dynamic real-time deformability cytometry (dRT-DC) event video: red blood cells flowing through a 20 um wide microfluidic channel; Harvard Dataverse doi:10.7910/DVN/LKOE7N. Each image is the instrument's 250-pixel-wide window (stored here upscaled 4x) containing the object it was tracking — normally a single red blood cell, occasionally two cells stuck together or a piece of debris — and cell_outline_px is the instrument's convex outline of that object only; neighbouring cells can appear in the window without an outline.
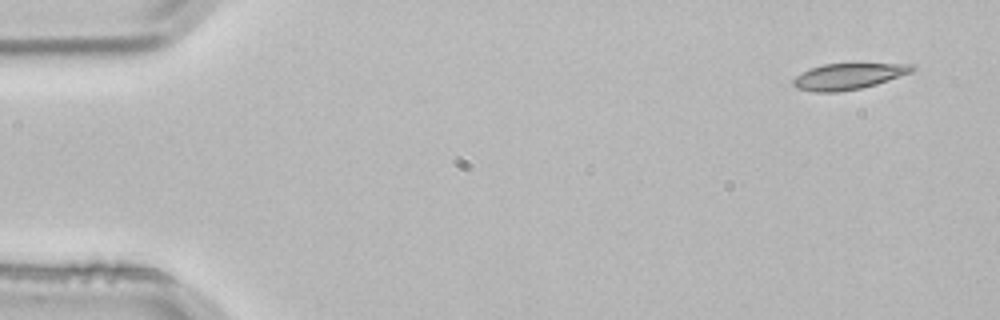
{"species": "common noctule bat (a hibernating species)", "species_latin": "Nyctalus noctula", "temperature_condition": "room temperature", "stored_images_in_passage": 4, "camera_frame_rate_fps": 3000, "um_per_image_px": 0.085, "animal": {"sex": "male", "body_mass_g": 21.5, "forearm_length_mm": 52.0}, "frame": {"image": 1, "passage_image": 1, "time_ms": 0.0, "image_size_px": [1000, 320], "cell_outline_px": [[916, 68], [912, 72], [876, 84], [860, 88], [836, 92], [816, 92], [796, 88], [792, 84], [792, 80], [796, 76], [808, 68], [824, 64], [912, 64]], "centroid_in_image_um": [72.07, 6.49], "position_along_channel_um": 12.9, "area_um2": 17.92}}